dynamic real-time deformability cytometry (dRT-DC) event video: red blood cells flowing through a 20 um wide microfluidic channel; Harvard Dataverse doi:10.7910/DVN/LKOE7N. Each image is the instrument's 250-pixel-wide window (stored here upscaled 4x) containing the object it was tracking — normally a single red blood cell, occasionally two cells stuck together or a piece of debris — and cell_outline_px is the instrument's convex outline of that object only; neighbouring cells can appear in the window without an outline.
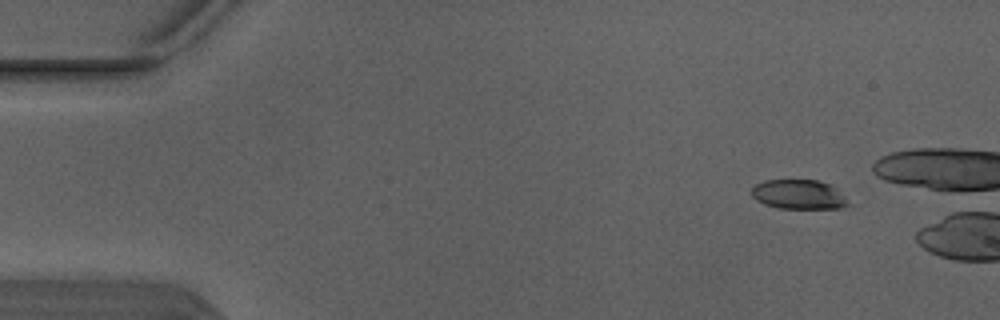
{"species": "Egyptian fruit bat (a non-hibernating species)", "species_latin": "Rousettus aegyptiacus", "temperature_condition": "warm", "stored_images_in_passage": 4, "camera_frame_rate_fps": 3000, "um_per_image_px": 0.085, "animal": {"sex": "male"}, "frame": {"image": 1, "passage_image": 1, "time_ms": 0.0, "image_size_px": [1000, 320], "cell_outline_px": [[852, 204], [840, 208], [780, 208], [764, 204], [756, 200], [752, 196], [752, 188], [756, 184], [764, 180], [816, 180], [832, 184]], "centroid_in_image_um": [67.92, 16.52], "position_along_channel_um": 17.1, "area_um2": 16.65}}